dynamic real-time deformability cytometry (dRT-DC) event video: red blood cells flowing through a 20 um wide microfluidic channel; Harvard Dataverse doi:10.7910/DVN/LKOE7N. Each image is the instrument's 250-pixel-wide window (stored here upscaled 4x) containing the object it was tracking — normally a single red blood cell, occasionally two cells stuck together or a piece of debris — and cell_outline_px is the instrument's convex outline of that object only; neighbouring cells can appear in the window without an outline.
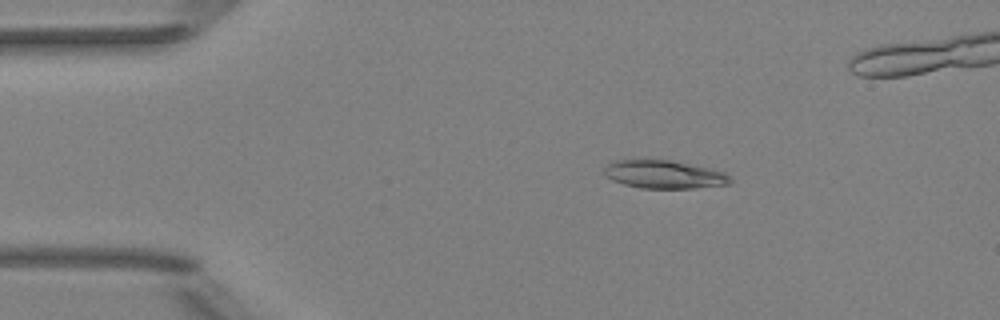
{"species": "Egyptian fruit bat (a non-hibernating species)", "species_latin": "Rousettus aegyptiacus", "temperature_condition": "room temperature", "stored_images_in_passage": 44, "camera_frame_rate_fps": 3000, "um_per_image_px": 0.085, "animal": {"sex": "female"}, "frame": {"image": 1, "passage_image": 1, "time_ms": 0.0, "image_size_px": [1000, 320], "cell_outline_px": [[732, 184], [696, 188], [640, 188], [624, 184], [612, 180], [604, 176], [604, 168], [608, 164], [616, 160], [672, 160], [712, 168], [724, 172], [732, 180]], "centroid_in_image_um": [56.48, 14.83], "position_along_channel_um": 28.5, "area_um2": 20.81}}
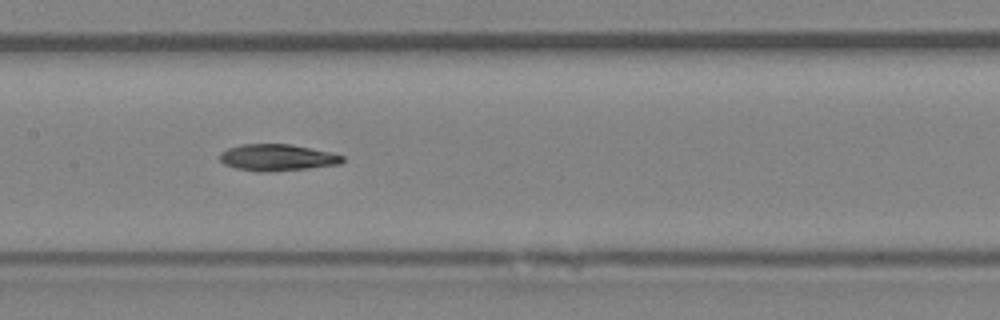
{"frame": {"image": 2, "passage_image": 17, "time_ms": 5.333, "image_size_px": [1000, 320], "cell_outline_px": [[344, 160], [340, 164], [308, 168], [264, 172], [256, 172], [236, 168], [224, 164], [220, 160], [220, 152], [228, 148], [240, 144], [292, 144], [328, 152], [344, 156]], "centroid_in_image_um": [23.53, 13.39], "position_along_channel_um": 183.9, "area_um2": 18.96}}
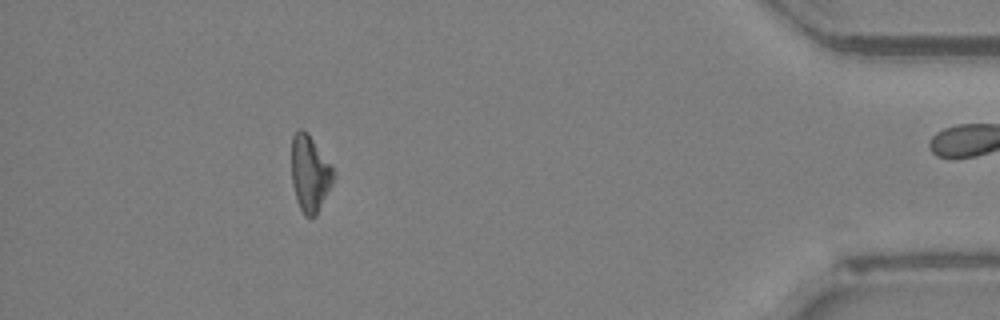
{"frame": {"image": 3, "passage_image": 38, "time_ms": 12.333, "image_size_px": [1000, 320], "cell_outline_px": [[336, 176], [316, 216], [304, 216], [296, 200], [292, 184], [292, 136], [300, 128], [308, 132], [336, 172]], "centroid_in_image_um": [26.35, 14.75], "position_along_channel_um": 408.9, "area_um2": 18.73}, "authors_computed_cell_mechanics": {"area_um2": 18.8428, "velocity_mm_per_s": 4.005, "shape_relaxation_time_tau1_ms": 11.0287, "shape_relaxation_time_tau2_ms": 5.6956, "deformation_change_tau1": 0.2332, "deformation_change_tau2": 0.1509}}